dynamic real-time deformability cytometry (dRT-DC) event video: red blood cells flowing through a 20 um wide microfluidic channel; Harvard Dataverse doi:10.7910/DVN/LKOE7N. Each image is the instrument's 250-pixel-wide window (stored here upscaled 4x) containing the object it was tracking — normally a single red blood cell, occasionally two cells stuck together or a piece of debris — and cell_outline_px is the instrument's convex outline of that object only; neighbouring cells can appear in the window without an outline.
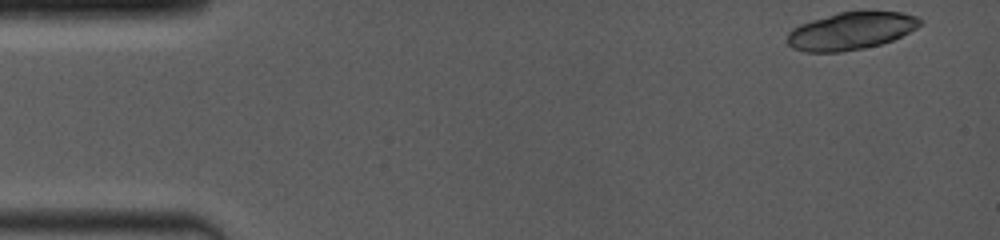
{"species": "common noctule bat (a hibernating species)", "species_latin": "Nyctalus noctula", "temperature_condition": "room temperature", "stored_images_in_passage": 20, "camera_frame_rate_fps": 4000, "um_per_image_px": 0.085, "animal": {"sex": "female", "body_mass_g": 19.0, "forearm_length_mm": 53.3}, "frame": {"image": 1, "passage_image": 1, "time_ms": 0.0, "image_size_px": [1000, 240], "cell_outline_px": [[924, 24], [892, 40], [880, 44], [864, 48], [840, 52], [804, 52], [792, 48], [788, 44], [788, 32], [792, 28], [800, 24], [812, 20], [840, 12], [900, 12], [916, 16]], "centroid_in_image_um": [72.3, 2.64], "position_along_channel_um": 12.7, "area_um2": 28.73}}
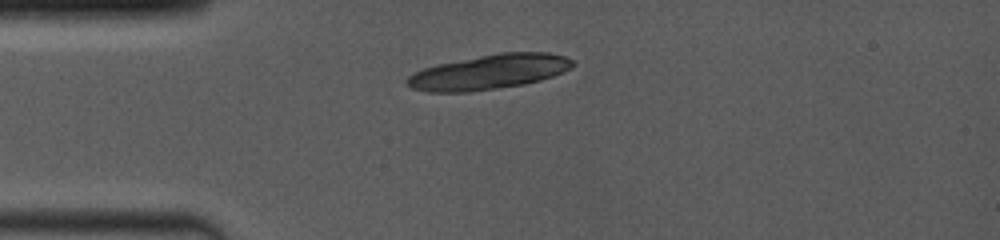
{"frame": {"image": 2, "passage_image": 20, "time_ms": 3.25, "image_size_px": [1000, 240], "cell_outline_px": [[576, 64], [564, 72], [540, 80], [524, 84], [468, 92], [428, 92], [412, 88], [404, 80], [408, 76], [424, 68], [436, 64], [500, 52], [548, 52], [564, 56], [572, 60]], "centroid_in_image_um": [41.58, 6.11], "position_along_channel_um": 43.4, "area_um2": 33.47}}